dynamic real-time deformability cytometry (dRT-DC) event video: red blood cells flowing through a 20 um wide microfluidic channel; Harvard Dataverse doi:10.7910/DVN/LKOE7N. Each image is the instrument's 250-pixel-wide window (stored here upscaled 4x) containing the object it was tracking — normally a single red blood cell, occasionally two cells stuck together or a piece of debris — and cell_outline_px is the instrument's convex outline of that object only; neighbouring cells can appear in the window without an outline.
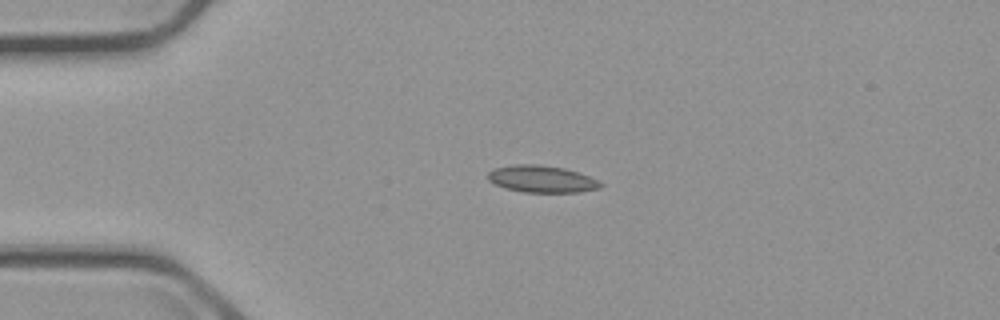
{"species": "common noctule bat (a hibernating species)", "species_latin": "Nyctalus noctula", "temperature_condition": "cold", "stored_images_in_passage": 3, "camera_frame_rate_fps": 3000, "um_per_image_px": 0.085, "animal": {"sex": "male", "body_mass_g": 23.1, "forearm_length_mm": 52.7}, "frame": {"image": 1, "passage_image": 2, "time_ms": 1.333, "image_size_px": [1000, 320], "cell_outline_px": [[604, 184], [600, 188], [580, 192], [524, 192], [504, 188], [488, 180], [488, 172], [496, 168], [516, 164], [540, 164], [564, 168], [588, 176]], "centroid_in_image_um": [46.04, 15.22], "position_along_channel_um": 39.0, "area_um2": 17.57}}